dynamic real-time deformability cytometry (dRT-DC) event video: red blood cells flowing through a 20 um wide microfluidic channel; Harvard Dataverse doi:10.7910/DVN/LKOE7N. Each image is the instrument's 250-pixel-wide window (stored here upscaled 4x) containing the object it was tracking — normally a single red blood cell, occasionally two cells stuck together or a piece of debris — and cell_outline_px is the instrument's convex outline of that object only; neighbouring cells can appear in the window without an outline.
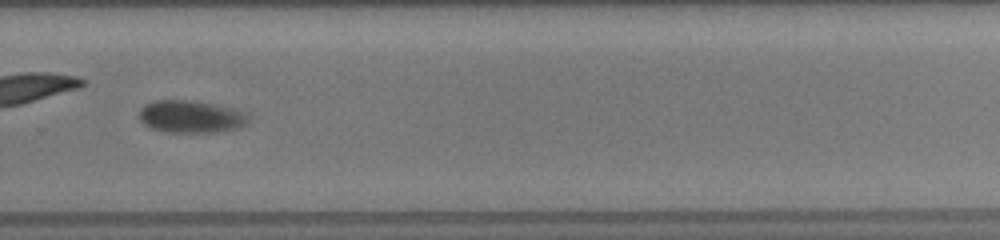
{"species": "common noctule bat (a hibernating species)", "species_latin": "Nyctalus noctula", "temperature_condition": "room temperature", "stored_images_in_passage": 35, "camera_frame_rate_fps": 3000, "um_per_image_px": 0.085, "animal": {"sex": "female", "body_mass_g": 19.5, "forearm_length_mm": 54.1}, "frame": {"image": 1, "passage_image": 20, "time_ms": 6.333, "image_size_px": [1000, 240], "cell_outline_px": [[252, 116], [248, 124], [236, 128], [216, 132], [168, 132], [152, 128], [144, 124], [140, 120], [140, 108], [144, 104], [152, 100], [196, 100], [216, 104], [248, 112]], "centroid_in_image_um": [16.28, 9.89], "position_along_channel_um": 313.5, "area_um2": 21.04}}
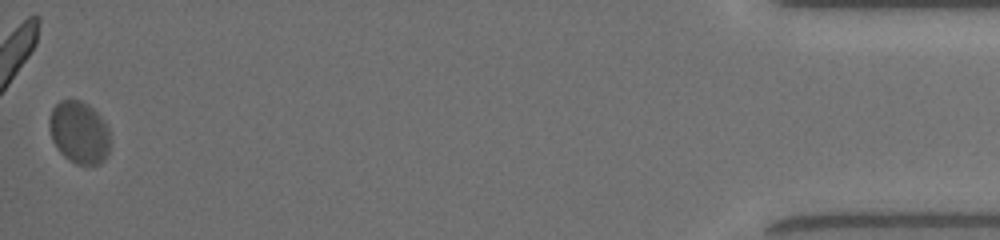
{"frame": {"image": 2, "passage_image": 35, "time_ms": 11.333, "image_size_px": [1000, 240], "cell_outline_px": [[108, 152], [104, 160], [100, 164], [76, 164], [68, 160], [56, 148], [52, 140], [48, 128], [48, 120], [52, 108], [60, 100], [80, 100], [88, 104], [104, 120], [108, 128]], "centroid_in_image_um": [6.69, 11.25], "position_along_channel_um": 428.5, "area_um2": 22.2}, "authors_computed_cell_mechanics": {"area_um2": 21.0392, "velocity_mm_per_s": 3.9495, "shape_relaxation_time_tau1_ms": 3.7954, "shape_relaxation_time_tau2_ms": null, "deformation_change_tau1": 0.0961, "deformation_change_tau2": null}}